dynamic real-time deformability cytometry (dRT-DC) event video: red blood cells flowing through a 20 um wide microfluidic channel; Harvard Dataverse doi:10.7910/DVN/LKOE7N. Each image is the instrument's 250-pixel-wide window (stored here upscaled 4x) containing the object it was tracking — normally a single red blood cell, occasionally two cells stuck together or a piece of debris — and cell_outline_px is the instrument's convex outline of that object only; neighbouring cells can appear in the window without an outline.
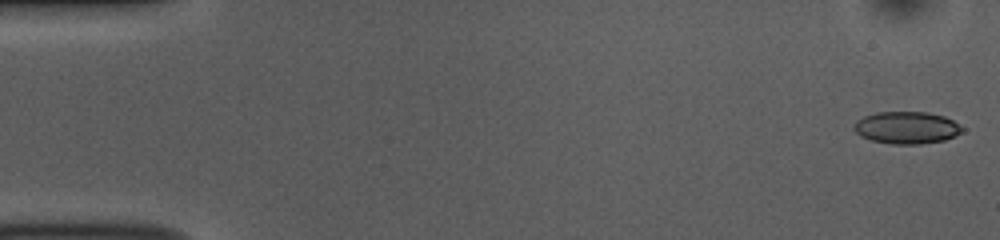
{"species": "common noctule bat (a hibernating species)", "species_latin": "Nyctalus noctula", "temperature_condition": "room temperature", "stored_images_in_passage": 52, "camera_frame_rate_fps": 3000, "um_per_image_px": 0.085, "animal": {"sex": "female", "body_mass_g": 10.0, "forearm_length_mm": 53.1}, "frame": {"image": 1, "passage_image": 1, "time_ms": 0.0, "image_size_px": [1000, 240], "cell_outline_px": [[964, 132], [944, 140], [920, 144], [892, 144], [872, 140], [860, 136], [852, 128], [852, 124], [856, 120], [864, 116], [876, 112], [928, 112], [944, 116], [952, 120], [964, 128]], "centroid_in_image_um": [77.05, 10.85], "position_along_channel_um": 8.0, "area_um2": 20.46}}
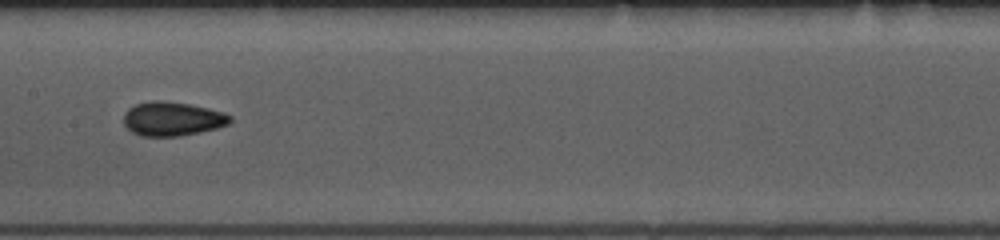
{"frame": {"image": 2, "passage_image": 26, "time_ms": 8.333, "image_size_px": [1000, 240], "cell_outline_px": [[232, 120], [228, 124], [216, 128], [200, 132], [180, 136], [140, 136], [132, 132], [124, 124], [124, 112], [128, 108], [136, 104], [152, 100], [160, 100], [188, 104], [208, 108], [224, 112], [232, 116]], "centroid_in_image_um": [14.64, 10.1], "position_along_channel_um": 192.8, "area_um2": 21.15}}
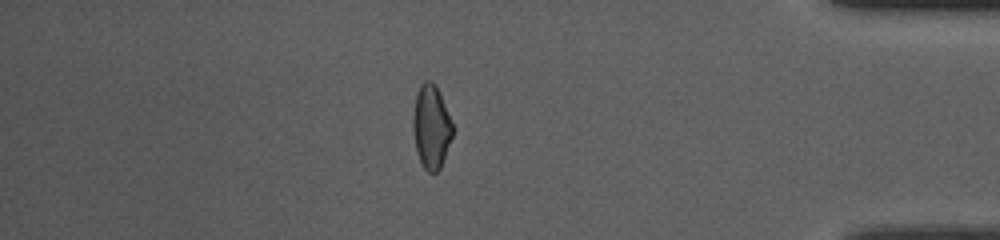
{"frame": {"image": 3, "passage_image": 45, "time_ms": 14.667, "image_size_px": [1000, 240], "cell_outline_px": [[452, 136], [440, 168], [436, 172], [428, 172], [424, 168], [416, 152], [412, 128], [412, 120], [416, 96], [420, 84], [424, 80], [432, 80], [436, 84], [452, 124]], "centroid_in_image_um": [36.63, 10.76], "position_along_channel_um": 398.6, "area_um2": 19.13}, "authors_computed_cell_mechanics": {"area_um2": 20.0855, "velocity_mm_per_s": 3.8066, "shape_relaxation_time_tau1_ms": 4.7439, "shape_relaxation_time_tau2_ms": 1.905, "deformation_change_tau1": 0.126, "deformation_change_tau2": 0.0634}}